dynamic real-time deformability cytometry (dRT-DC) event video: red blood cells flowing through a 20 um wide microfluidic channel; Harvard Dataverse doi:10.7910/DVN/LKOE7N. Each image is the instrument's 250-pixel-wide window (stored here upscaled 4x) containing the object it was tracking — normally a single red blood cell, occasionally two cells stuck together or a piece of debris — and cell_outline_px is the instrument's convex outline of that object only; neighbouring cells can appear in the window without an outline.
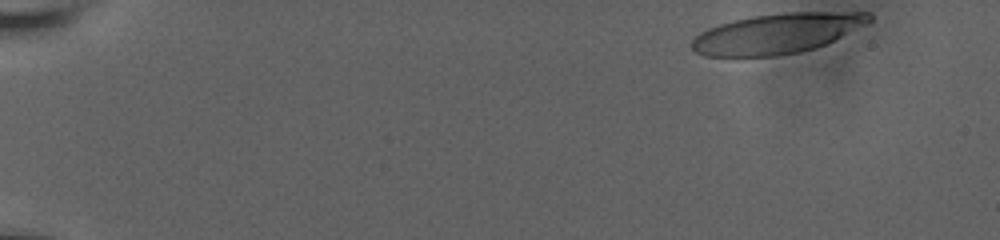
{"species": "human", "species_latin": "Homo sapiens", "temperature_condition": "room temperature", "stored_images_in_passage": 47, "camera_frame_rate_fps": 3000, "um_per_image_px": 0.085, "donor": {"sex": "male"}, "frame": {"image": 1, "passage_image": 1, "time_ms": 0.0, "image_size_px": [1000, 240], "cell_outline_px": [[872, 20], [816, 48], [800, 52], [776, 56], [704, 56], [696, 52], [692, 48], [692, 40], [700, 32], [708, 28], [720, 24], [736, 20], [756, 16], [784, 12], [868, 12], [872, 16]], "centroid_in_image_um": [66.01, 2.85], "position_along_channel_um": 19.0, "area_um2": 40.86}}
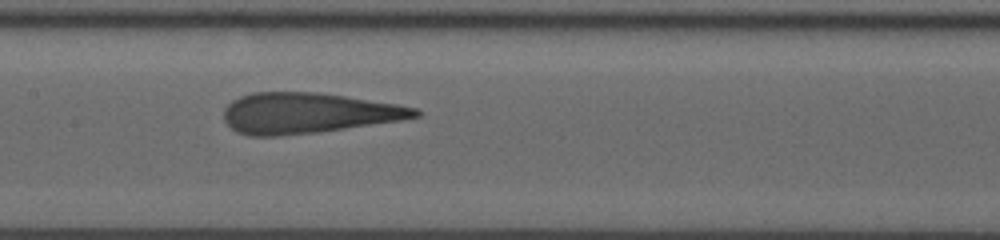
{"frame": {"image": 2, "passage_image": 27, "time_ms": 8.667, "image_size_px": [1000, 240], "cell_outline_px": [[420, 116], [400, 120], [316, 132], [276, 136], [248, 136], [236, 132], [224, 120], [224, 108], [232, 100], [240, 96], [252, 92], [316, 92], [344, 96], [396, 104], [416, 108], [420, 112]], "centroid_in_image_um": [26.11, 9.61], "position_along_channel_um": 181.3, "area_um2": 44.85}}
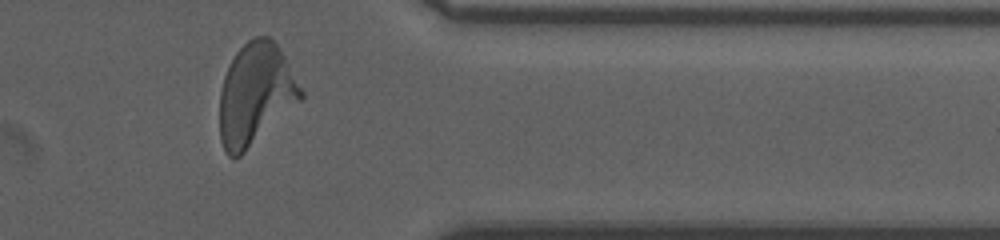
{"frame": {"image": 3, "passage_image": 45, "time_ms": 14.667, "image_size_px": [1000, 240], "cell_outline_px": [[304, 96], [300, 100], [240, 156], [228, 156], [220, 140], [220, 92], [224, 76], [228, 64], [236, 52], [248, 40], [256, 36], [268, 36], [276, 44], [284, 56], [304, 92]], "centroid_in_image_um": [21.7, 7.98], "position_along_channel_um": 389.7, "area_um2": 47.4}, "authors_computed_cell_mechanics": {"area_um2": 45.084, "velocity_mm_per_s": 3.6431, "shape_relaxation_time_tau1_ms": 5.0077, "shape_relaxation_time_tau2_ms": 1.1479, "deformation_change_tau1": 0.2613, "deformation_change_tau2": 0.125}}